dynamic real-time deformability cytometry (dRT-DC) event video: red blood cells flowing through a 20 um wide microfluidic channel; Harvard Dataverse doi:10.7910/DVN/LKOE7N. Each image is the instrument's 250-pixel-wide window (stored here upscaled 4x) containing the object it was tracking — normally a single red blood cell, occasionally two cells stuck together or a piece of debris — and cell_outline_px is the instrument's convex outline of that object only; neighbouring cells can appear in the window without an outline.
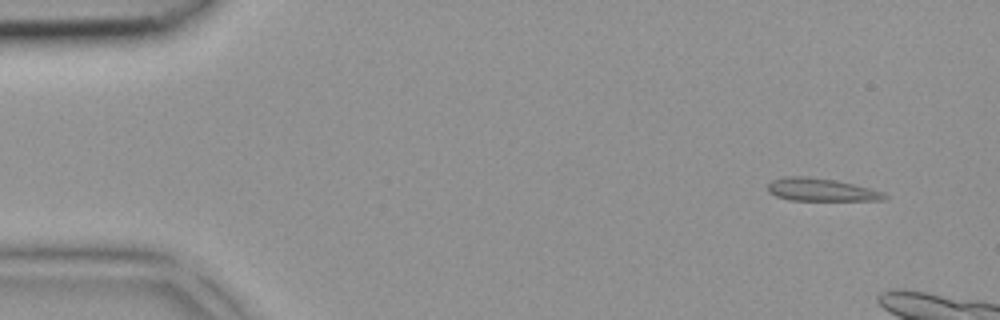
{"species": "common noctule bat (a hibernating species)", "species_latin": "Nyctalus noctula", "temperature_condition": "room temperature", "stored_images_in_passage": 5, "segment_of_instrument_passage": [1, 2], "camera_frame_rate_fps": 3000, "um_per_image_px": 0.085, "animal": {"sex": "female", "body_mass_g": 18.4}, "frame": {"image": 1, "passage_image": 1, "time_ms": 0.0, "image_size_px": [1000, 320], "cell_outline_px": [[888, 196], [884, 200], [788, 200], [776, 196], [768, 192], [768, 184], [772, 180], [784, 176], [804, 176], [832, 180], [852, 184], [868, 188], [880, 192]], "centroid_in_image_um": [69.71, 16.13], "position_along_channel_um": 15.3, "area_um2": 15.2}}